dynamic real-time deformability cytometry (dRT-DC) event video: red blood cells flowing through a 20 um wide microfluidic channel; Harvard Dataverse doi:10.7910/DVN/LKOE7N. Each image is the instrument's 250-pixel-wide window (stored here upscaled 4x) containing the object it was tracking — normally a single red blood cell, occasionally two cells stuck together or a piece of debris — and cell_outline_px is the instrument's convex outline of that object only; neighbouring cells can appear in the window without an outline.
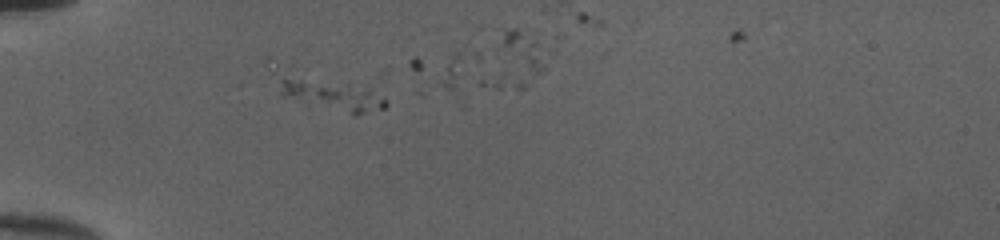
{"species": "human", "species_latin": "Homo sapiens", "temperature_condition": "cold", "stored_images_in_passage": 15, "camera_frame_rate_fps": 3000, "um_per_image_px": 0.085, "donor": {"sex": "female"}, "frame": {"image": 1, "passage_image": 1, "time_ms": 0.0, "image_size_px": [1000, 240], "cell_outline_px": [[388, 104], [384, 108], [356, 116], [352, 116], [280, 96], [264, 60], [268, 56], [272, 56], [348, 84], [388, 100]], "centroid_in_image_um": [27.29, 7.62], "position_along_channel_um": 57.7, "area_um2": 24.91}}